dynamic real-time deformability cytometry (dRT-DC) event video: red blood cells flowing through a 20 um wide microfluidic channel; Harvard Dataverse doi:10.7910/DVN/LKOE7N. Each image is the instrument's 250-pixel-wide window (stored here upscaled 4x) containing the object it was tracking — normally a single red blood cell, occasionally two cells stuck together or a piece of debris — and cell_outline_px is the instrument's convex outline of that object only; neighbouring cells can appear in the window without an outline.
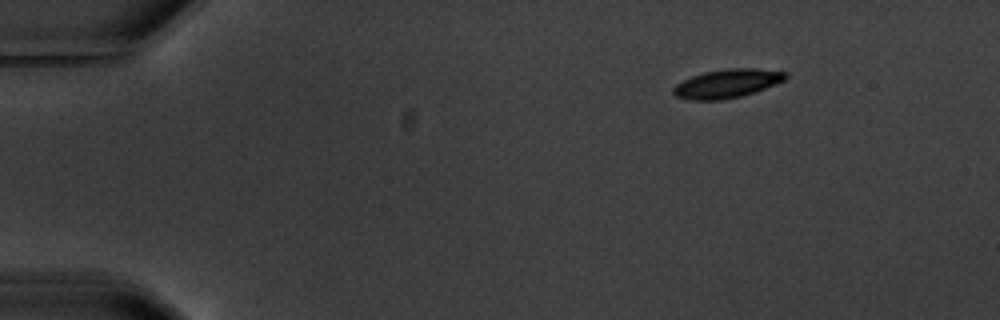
{"species": "common noctule bat (a hibernating species)", "species_latin": "Nyctalus noctula", "temperature_condition": "warm", "stored_images_in_passage": 3, "camera_frame_rate_fps": 3000, "um_per_image_px": 0.085, "animal": {"sex": "male", "body_mass_g": 20.1, "forearm_length_mm": 53.5}, "frame": {"image": 1, "passage_image": 1, "time_ms": 0.0, "image_size_px": [1000, 320], "cell_outline_px": [[788, 76], [784, 80], [764, 88], [740, 96], [720, 100], [688, 100], [676, 96], [672, 92], [672, 88], [676, 84], [692, 76], [704, 72], [728, 68], [756, 68], [788, 72]], "centroid_in_image_um": [61.78, 7.09], "position_along_channel_um": 23.2, "area_um2": 18.61}}